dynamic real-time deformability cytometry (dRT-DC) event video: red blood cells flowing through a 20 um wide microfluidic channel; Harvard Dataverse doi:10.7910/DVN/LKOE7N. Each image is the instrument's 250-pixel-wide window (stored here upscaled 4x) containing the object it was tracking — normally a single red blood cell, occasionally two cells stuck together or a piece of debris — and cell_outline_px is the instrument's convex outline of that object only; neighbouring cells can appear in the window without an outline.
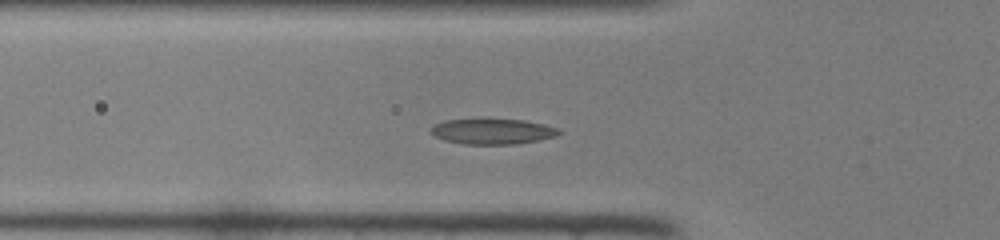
{"species": "common noctule bat (a hibernating species)", "species_latin": "Nyctalus noctula", "temperature_condition": "room temperature", "stored_images_in_passage": 39, "camera_frame_rate_fps": 3000, "um_per_image_px": 0.085, "animal": {"sex": "female", "body_mass_g": 22.0, "forearm_length_mm": 56.7}, "frame": {"image": 1, "passage_image": 7, "time_ms": 2.0, "image_size_px": [1000, 240], "cell_outline_px": [[564, 132], [556, 136], [536, 140], [512, 144], [464, 144], [444, 140], [432, 136], [428, 132], [436, 124], [444, 120], [480, 116], [488, 116], [524, 120], [544, 124], [560, 128]], "centroid_in_image_um": [41.83, 11.11], "position_along_channel_um": 84.0, "area_um2": 20.11}}
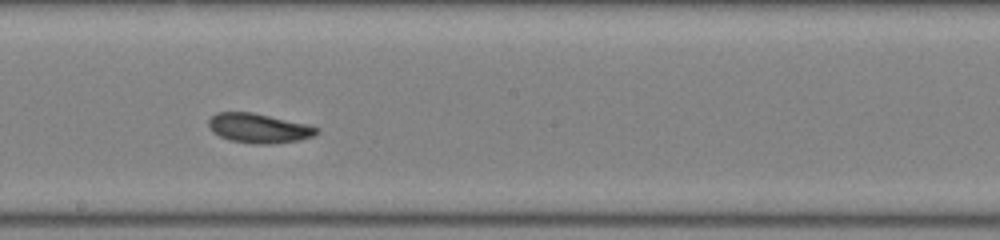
{"frame": {"image": 2, "passage_image": 17, "time_ms": 5.333, "image_size_px": [1000, 240], "cell_outline_px": [[320, 132], [312, 136], [300, 140], [272, 144], [256, 144], [228, 140], [212, 132], [208, 124], [208, 120], [216, 112], [252, 112], [308, 124], [320, 128]], "centroid_in_image_um": [22.01, 10.9], "position_along_channel_um": 226.2, "area_um2": 18.73}}
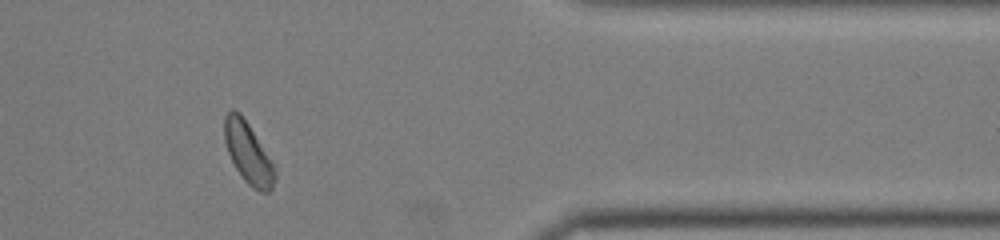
{"frame": {"image": 3, "passage_image": 30, "time_ms": 9.667, "image_size_px": [1000, 240], "cell_outline_px": [[276, 180], [272, 188], [268, 192], [260, 192], [252, 188], [244, 180], [236, 168], [228, 152], [224, 140], [224, 116], [232, 108], [240, 112], [248, 124], [272, 164], [276, 172]], "centroid_in_image_um": [21.07, 13.01], "position_along_channel_um": 390.3, "area_um2": 17.57}}